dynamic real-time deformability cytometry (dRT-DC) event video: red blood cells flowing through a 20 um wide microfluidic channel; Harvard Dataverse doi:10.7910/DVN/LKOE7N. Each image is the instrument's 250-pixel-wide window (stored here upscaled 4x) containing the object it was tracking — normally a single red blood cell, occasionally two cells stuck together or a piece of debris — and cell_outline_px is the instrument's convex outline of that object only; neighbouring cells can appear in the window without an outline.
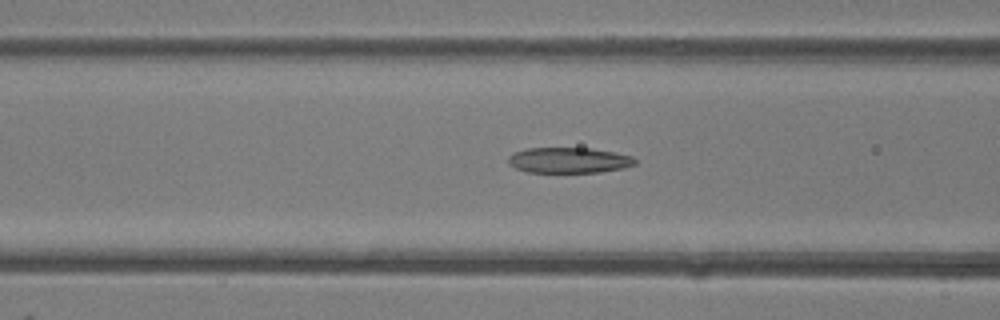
{"species": "common noctule bat (a hibernating species)", "species_latin": "Nyctalus noctula", "temperature_condition": "room temperature", "stored_images_in_passage": 47, "camera_frame_rate_fps": 3000, "um_per_image_px": 0.085, "animal": {"sex": "female"}, "frame": {"image": 1, "passage_image": 19, "time_ms": 6.0, "image_size_px": [1000, 320], "cell_outline_px": [[636, 164], [624, 168], [600, 172], [524, 172], [508, 164], [508, 156], [512, 152], [528, 148], [592, 148], [616, 152], [632, 156], [636, 160]], "centroid_in_image_um": [48.34, 13.61], "position_along_channel_um": 118.3, "area_um2": 19.13}}
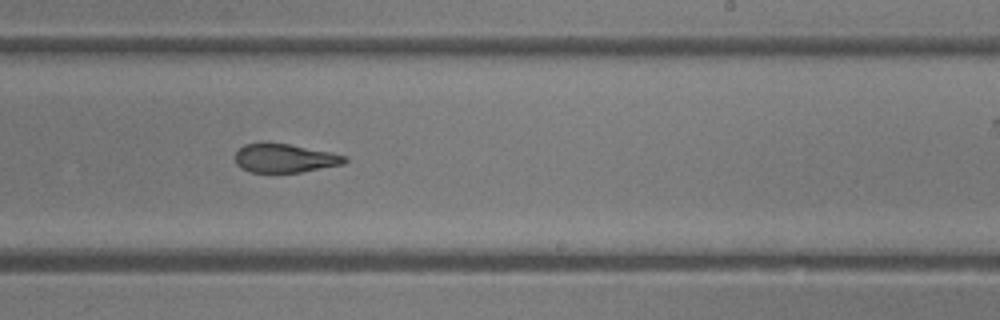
{"frame": {"image": 2, "passage_image": 29, "time_ms": 9.333, "image_size_px": [1000, 320], "cell_outline_px": [[348, 160], [344, 164], [300, 172], [248, 172], [240, 168], [236, 164], [236, 152], [244, 144], [264, 140], [288, 144], [332, 152], [348, 156]], "centroid_in_image_um": [24.18, 13.42], "position_along_channel_um": 264.8, "area_um2": 18.79}}
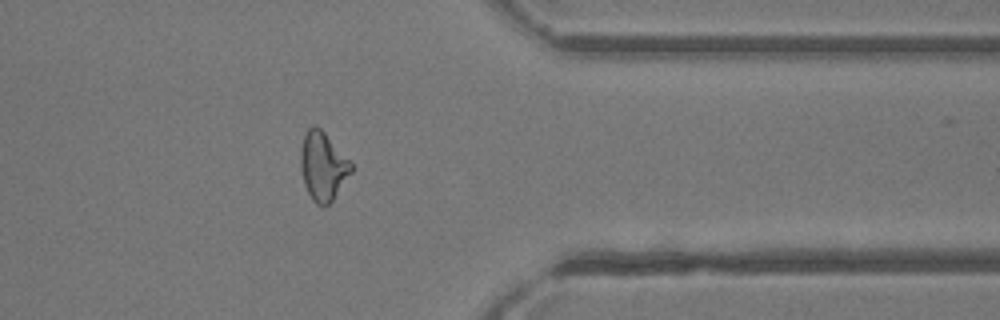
{"frame": {"image": 3, "passage_image": 38, "time_ms": 12.333, "image_size_px": [1000, 320], "cell_outline_px": [[352, 172], [332, 200], [324, 208], [320, 208], [312, 200], [304, 184], [300, 168], [300, 148], [304, 132], [312, 124], [316, 124], [324, 132], [352, 164]], "centroid_in_image_um": [27.41, 14.13], "position_along_channel_um": 384.0, "area_um2": 20.29}, "authors_computed_cell_mechanics": {"area_um2": 20.6346, "velocity_mm_per_s": 4.3986, "shape_relaxation_time_tau1_ms": null, "shape_relaxation_time_tau2_ms": 2.5495, "deformation_change_tau1": null, "deformation_change_tau2": 0.1193}}